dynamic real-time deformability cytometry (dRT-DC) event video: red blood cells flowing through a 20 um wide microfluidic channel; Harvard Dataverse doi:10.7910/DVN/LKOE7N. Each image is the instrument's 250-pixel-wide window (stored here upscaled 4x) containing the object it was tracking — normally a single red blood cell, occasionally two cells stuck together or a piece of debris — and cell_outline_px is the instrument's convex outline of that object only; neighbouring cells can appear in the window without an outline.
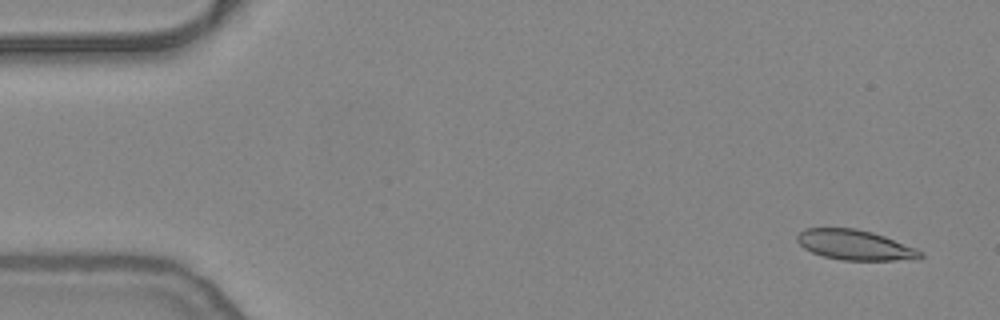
{"species": "common noctule bat (a hibernating species)", "species_latin": "Nyctalus noctula", "temperature_condition": "warm", "stored_images_in_passage": 54, "camera_frame_rate_fps": 3000, "um_per_image_px": 0.085, "animal": {"sex": "female", "body_mass_g": 24.6, "forearm_length_mm": 56.2}, "frame": {"image": 1, "passage_image": 3, "time_ms": 0.667, "image_size_px": [1000, 320], "cell_outline_px": [[924, 256], [920, 260], [844, 260], [824, 256], [812, 252], [804, 248], [796, 240], [796, 236], [804, 228], [856, 228], [872, 232], [884, 236], [916, 248], [924, 252]], "centroid_in_image_um": [72.72, 20.83], "position_along_channel_um": 12.3, "area_um2": 21.73}}
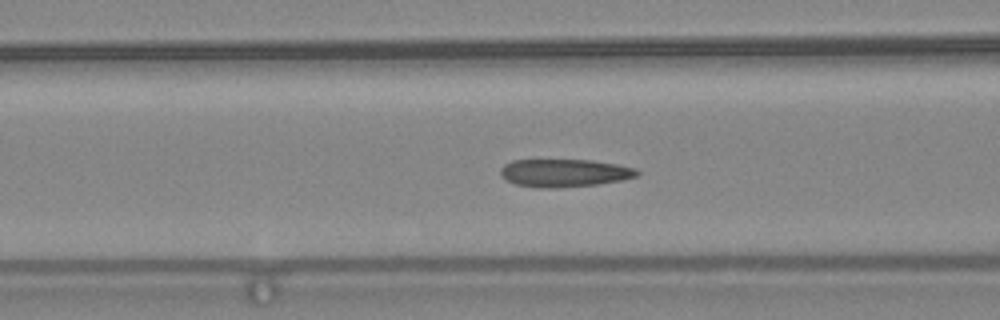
{"frame": {"image": 2, "passage_image": 21, "time_ms": 6.667, "image_size_px": [1000, 320], "cell_outline_px": [[640, 172], [636, 176], [620, 180], [596, 184], [560, 188], [540, 188], [516, 184], [500, 176], [500, 168], [504, 164], [512, 160], [592, 160], [616, 164], [636, 168]], "centroid_in_image_um": [47.94, 14.7], "position_along_channel_um": 118.7, "area_um2": 22.14}}
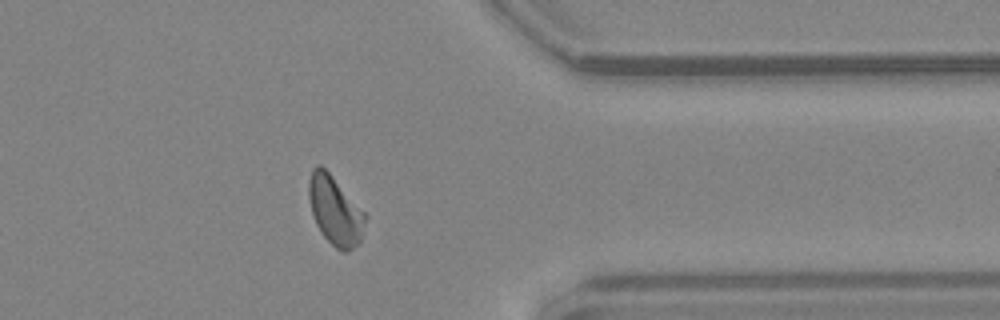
{"frame": {"image": 3, "passage_image": 43, "time_ms": 14.0, "image_size_px": [1000, 320], "cell_outline_px": [[368, 216], [360, 244], [348, 252], [344, 252], [336, 248], [320, 232], [312, 216], [308, 196], [308, 180], [312, 168], [316, 164], [320, 164], [332, 176]], "centroid_in_image_um": [28.48, 17.92], "position_along_channel_um": 382.9, "area_um2": 22.89}, "authors_computed_cell_mechanics": {"area_um2": 22.1374, "velocity_mm_per_s": 3.7916, "shape_relaxation_time_tau1_ms": null, "shape_relaxation_time_tau2_ms": 1.3855, "deformation_change_tau1": null, "deformation_change_tau2": 0.0706}}